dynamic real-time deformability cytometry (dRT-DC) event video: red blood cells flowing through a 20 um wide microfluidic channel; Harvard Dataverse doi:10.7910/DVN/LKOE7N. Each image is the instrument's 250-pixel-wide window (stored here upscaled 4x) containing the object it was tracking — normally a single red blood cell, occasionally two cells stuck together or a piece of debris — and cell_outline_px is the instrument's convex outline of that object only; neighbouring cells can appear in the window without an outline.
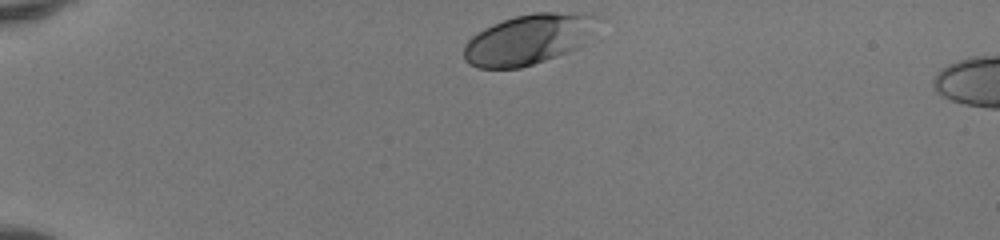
{"species": "human", "species_latin": "Homo sapiens", "temperature_condition": "room temperature", "stored_images_in_passage": 6, "camera_frame_rate_fps": 3000, "um_per_image_px": 0.085, "donor": {"sex": "female"}, "frame": {"image": 1, "passage_image": 1, "time_ms": 0.0, "image_size_px": [1000, 240], "cell_outline_px": [[608, 20], [580, 48], [520, 68], [480, 68], [468, 64], [464, 60], [464, 44], [476, 32], [492, 24], [516, 16], [532, 12], [556, 12], [604, 16]], "centroid_in_image_um": [45.04, 3.32], "position_along_channel_um": 40.0, "area_um2": 40.11}}